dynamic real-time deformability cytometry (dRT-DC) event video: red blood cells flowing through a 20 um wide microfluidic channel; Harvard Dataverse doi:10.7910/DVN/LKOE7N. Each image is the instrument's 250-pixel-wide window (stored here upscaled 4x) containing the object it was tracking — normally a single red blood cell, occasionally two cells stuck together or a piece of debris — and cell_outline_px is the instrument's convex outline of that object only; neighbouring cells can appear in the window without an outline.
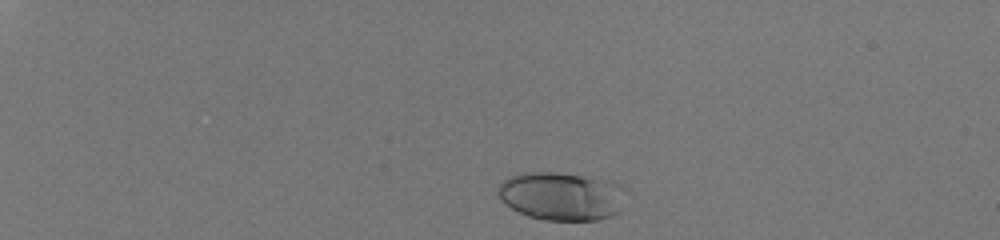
{"species": "human", "species_latin": "Homo sapiens", "temperature_condition": "room temperature", "stored_images_in_passage": 39, "camera_frame_rate_fps": 3000, "um_per_image_px": 0.085, "donor": {"sex": "male"}, "frame": {"image": 1, "passage_image": 3, "time_ms": 0.667, "image_size_px": [1000, 240], "cell_outline_px": [[620, 212], [612, 216], [596, 220], [548, 220], [528, 216], [504, 204], [500, 200], [496, 192], [496, 188], [504, 180], [512, 176], [524, 172], [556, 172], [612, 180], [616, 184]], "centroid_in_image_um": [47.6, 16.67], "position_along_channel_um": 37.4, "area_um2": 35.32}}
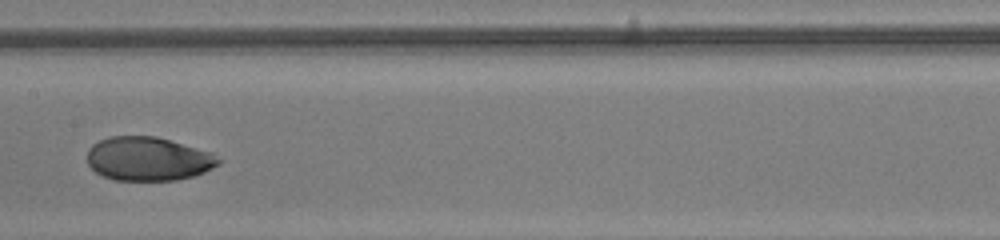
{"frame": {"image": 2, "passage_image": 23, "time_ms": 7.333, "image_size_px": [1000, 240], "cell_outline_px": [[224, 160], [220, 164], [204, 172], [192, 176], [176, 180], [112, 180], [96, 172], [88, 164], [88, 148], [92, 144], [108, 136], [156, 136], [212, 152]], "centroid_in_image_um": [12.62, 13.49], "position_along_channel_um": 194.8, "area_um2": 33.7}}
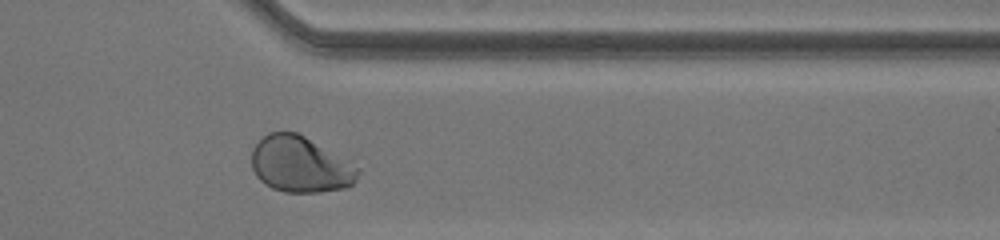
{"frame": {"image": 3, "passage_image": 37, "time_ms": 12.0, "image_size_px": [1000, 240], "cell_outline_px": [[360, 168], [356, 180], [352, 184], [344, 188], [320, 192], [284, 192], [272, 188], [264, 184], [256, 176], [252, 168], [252, 148], [268, 132], [296, 132], [304, 136]], "centroid_in_image_um": [25.49, 14.0], "position_along_channel_um": 385.9, "area_um2": 34.39}, "authors_computed_cell_mechanics": {"area_um2": 33.813, "velocity_mm_per_s": 4.0896, "shape_relaxation_time_tau1_ms": 4.9831, "shape_relaxation_time_tau2_ms": 0.8107, "deformation_change_tau1": 0.1901, "deformation_change_tau2": 0.0357}}